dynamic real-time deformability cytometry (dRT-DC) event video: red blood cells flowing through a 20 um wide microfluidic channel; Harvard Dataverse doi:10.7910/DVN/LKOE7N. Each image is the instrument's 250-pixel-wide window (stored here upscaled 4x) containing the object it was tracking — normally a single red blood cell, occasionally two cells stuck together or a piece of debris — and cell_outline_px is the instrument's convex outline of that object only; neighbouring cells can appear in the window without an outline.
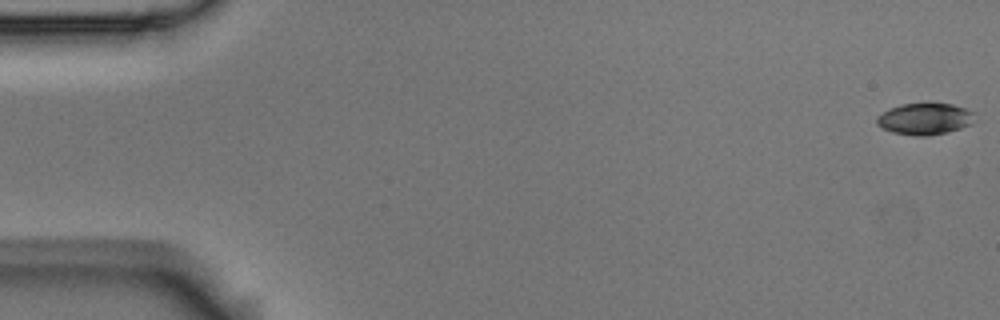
{"species": "Egyptian fruit bat (a non-hibernating species)", "species_latin": "Rousettus aegyptiacus", "temperature_condition": "room temperature", "stored_images_in_passage": 17, "camera_frame_rate_fps": 3000, "um_per_image_px": 0.085, "animal": {"sex": "male"}, "frame": {"image": 1, "passage_image": 1, "time_ms": 0.0, "image_size_px": [1000, 320], "cell_outline_px": [[976, 112], [972, 124], [948, 132], [928, 136], [916, 136], [892, 132], [876, 124], [876, 116], [888, 108], [900, 104], [952, 104]], "centroid_in_image_um": [78.6, 10.11], "position_along_channel_um": 6.4, "area_um2": 18.09}}
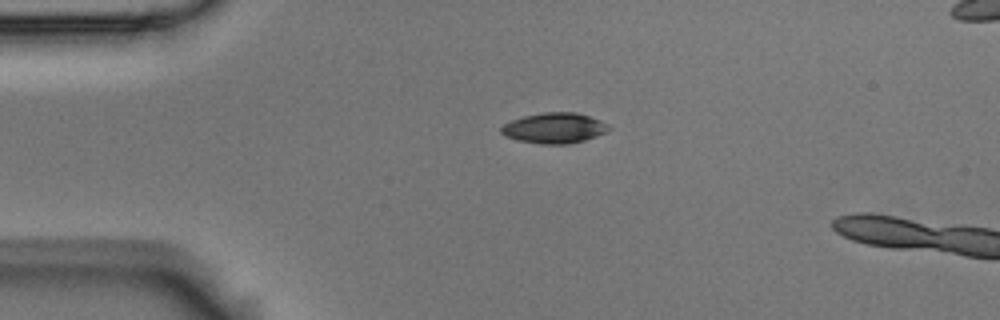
{"frame": {"image": 2, "passage_image": 13, "time_ms": 4.0, "image_size_px": [1000, 320], "cell_outline_px": [[612, 128], [596, 136], [584, 140], [568, 144], [540, 144], [516, 140], [504, 136], [500, 132], [500, 128], [504, 124], [512, 120], [524, 116], [544, 112], [576, 112], [600, 120], [608, 124]], "centroid_in_image_um": [47.09, 10.89], "position_along_channel_um": 37.9, "area_um2": 19.13}}